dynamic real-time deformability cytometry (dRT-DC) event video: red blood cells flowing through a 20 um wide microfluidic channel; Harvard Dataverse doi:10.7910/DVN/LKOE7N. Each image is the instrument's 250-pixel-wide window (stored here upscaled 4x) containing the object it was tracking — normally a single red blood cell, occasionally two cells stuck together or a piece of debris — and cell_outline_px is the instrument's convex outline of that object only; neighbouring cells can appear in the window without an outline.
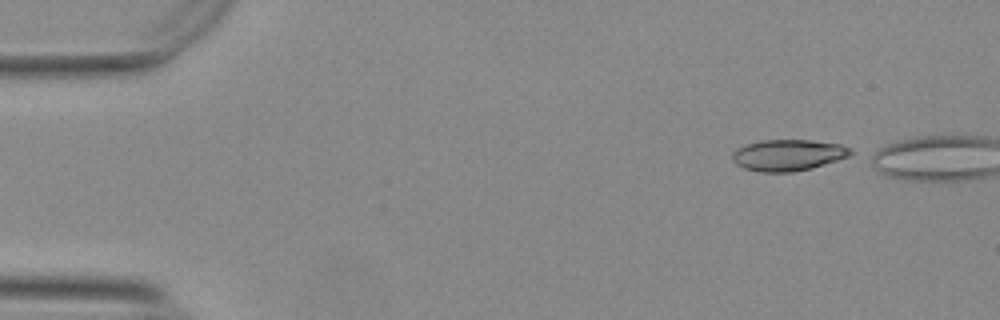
{"species": "Egyptian fruit bat (a non-hibernating species)", "species_latin": "Rousettus aegyptiacus", "temperature_condition": "warm", "stored_images_in_passage": 43, "camera_frame_rate_fps": 3000, "um_per_image_px": 0.085, "animal": {"sex": "female"}, "frame": {"image": 1, "passage_image": 1, "time_ms": 0.0, "image_size_px": [1000, 320], "cell_outline_px": [[852, 152], [848, 156], [812, 168], [792, 172], [760, 172], [744, 168], [736, 164], [732, 160], [732, 152], [736, 148], [744, 144], [760, 140], [808, 140], [840, 144], [848, 148]], "centroid_in_image_um": [66.91, 13.18], "position_along_channel_um": 18.1, "area_um2": 21.5}}
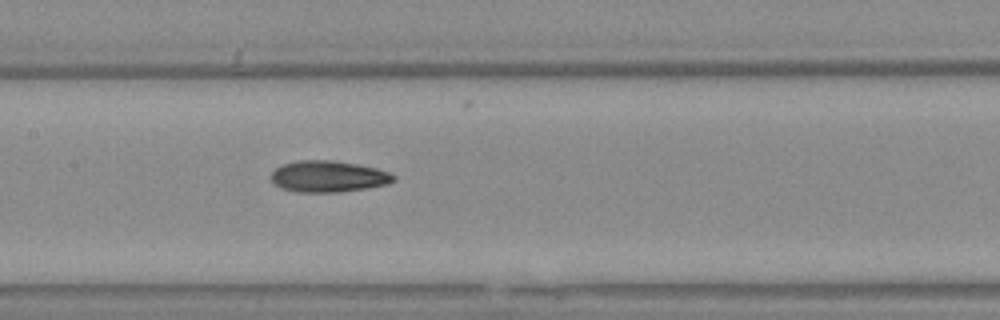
{"frame": {"image": 2, "passage_image": 22, "time_ms": 7.0, "image_size_px": [1000, 320], "cell_outline_px": [[396, 180], [388, 184], [368, 188], [340, 192], [296, 192], [280, 188], [272, 180], [272, 172], [276, 168], [284, 164], [296, 160], [332, 160], [356, 164], [376, 168], [392, 172], [396, 176]], "centroid_in_image_um": [27.95, 15.0], "position_along_channel_um": 179.4, "area_um2": 22.54}}
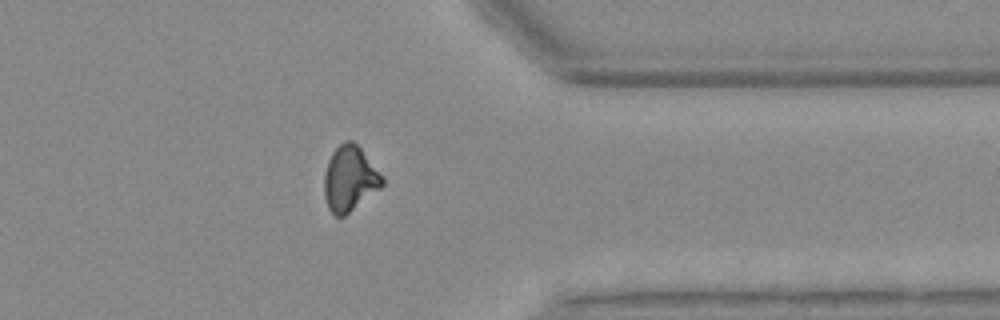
{"frame": {"image": 3, "passage_image": 39, "time_ms": 12.667, "image_size_px": [1000, 320], "cell_outline_px": [[384, 184], [380, 188], [344, 216], [336, 216], [328, 208], [324, 196], [324, 176], [328, 160], [332, 152], [340, 144], [348, 140], [352, 140], [360, 148], [384, 176]], "centroid_in_image_um": [29.73, 15.18], "position_along_channel_um": 381.7, "area_um2": 21.91}}